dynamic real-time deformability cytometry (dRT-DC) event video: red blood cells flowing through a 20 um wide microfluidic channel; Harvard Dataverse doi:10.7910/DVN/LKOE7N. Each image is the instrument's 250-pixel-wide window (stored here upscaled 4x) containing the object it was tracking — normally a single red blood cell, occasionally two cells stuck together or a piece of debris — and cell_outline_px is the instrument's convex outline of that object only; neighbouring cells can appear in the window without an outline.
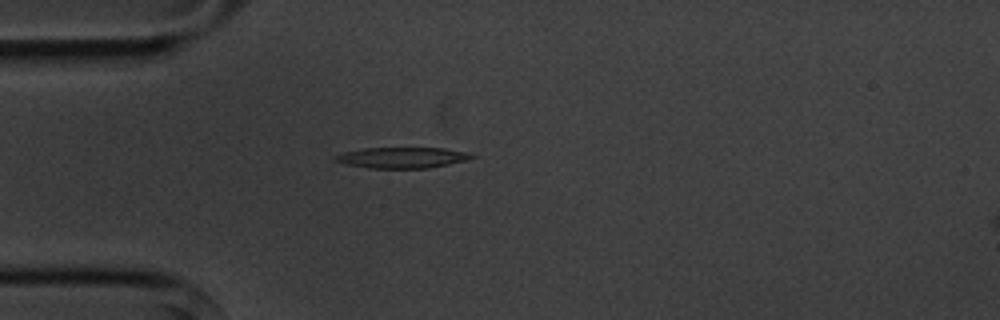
{"species": "common noctule bat (a hibernating species)", "species_latin": "Nyctalus noctula", "temperature_condition": "cold", "stored_images_in_passage": 2, "camera_frame_rate_fps": 3000, "um_per_image_px": 0.085, "animal": {"sex": "male", "body_mass_g": 20.1, "forearm_length_mm": 53.5}, "frame": {"image": 1, "passage_image": 2, "time_ms": 1.0, "image_size_px": [1000, 320], "cell_outline_px": [[476, 156], [468, 160], [428, 168], [368, 168], [344, 164], [336, 160], [336, 156], [344, 152], [364, 148], [444, 148], [468, 152]], "centroid_in_image_um": [34.22, 13.4], "position_along_channel_um": 50.8, "area_um2": 16.47}}